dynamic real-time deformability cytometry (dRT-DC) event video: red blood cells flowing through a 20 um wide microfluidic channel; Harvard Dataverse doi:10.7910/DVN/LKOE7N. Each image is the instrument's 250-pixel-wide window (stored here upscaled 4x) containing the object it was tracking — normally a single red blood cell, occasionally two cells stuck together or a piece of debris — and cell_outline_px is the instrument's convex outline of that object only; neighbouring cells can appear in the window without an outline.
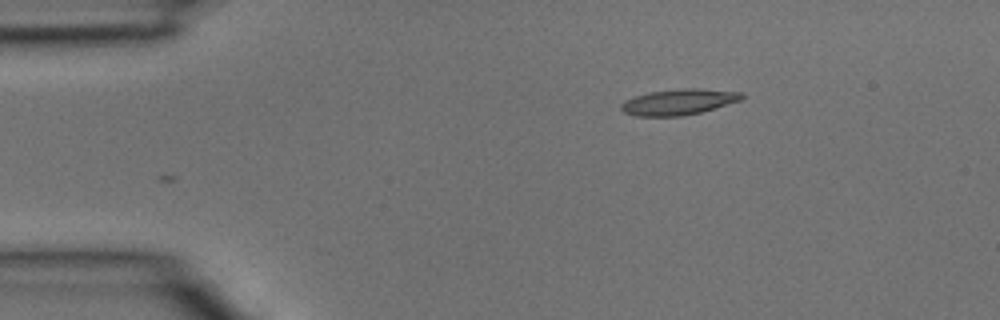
{"species": "common noctule bat (a hibernating species)", "species_latin": "Nyctalus noctula", "temperature_condition": "room temperature", "stored_images_in_passage": 6, "camera_frame_rate_fps": 3000, "um_per_image_px": 0.085, "animal": {"sex": "male", "body_mass_g": 15.6}, "frame": {"image": 1, "passage_image": 1, "time_ms": 0.0, "image_size_px": [1000, 320], "cell_outline_px": [[744, 96], [740, 100], [700, 112], [680, 116], [636, 116], [624, 112], [620, 108], [620, 104], [624, 100], [648, 92], [684, 88], [700, 88], [740, 92]], "centroid_in_image_um": [57.64, 8.66], "position_along_channel_um": 27.4, "area_um2": 17.98}}
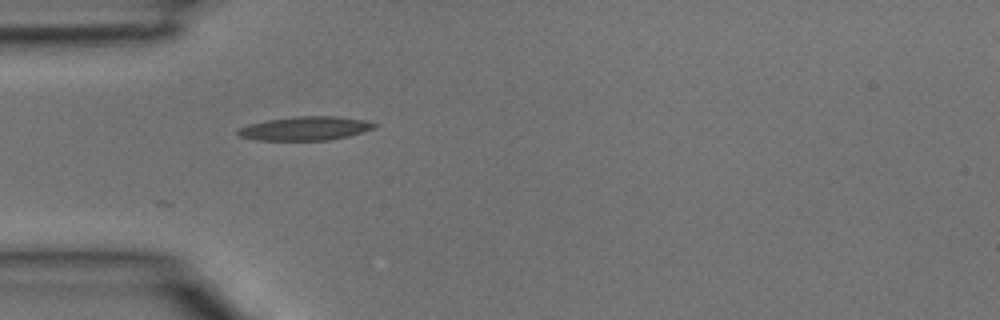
{"frame": {"image": 2, "passage_image": 6, "time_ms": 1.667, "image_size_px": [1000, 320], "cell_outline_px": [[380, 124], [376, 128], [348, 136], [328, 140], [256, 140], [240, 136], [236, 132], [240, 128], [248, 124], [268, 120], [296, 116], [336, 116], [364, 120]], "centroid_in_image_um": [25.98, 10.91], "position_along_channel_um": 59.0, "area_um2": 18.9}}